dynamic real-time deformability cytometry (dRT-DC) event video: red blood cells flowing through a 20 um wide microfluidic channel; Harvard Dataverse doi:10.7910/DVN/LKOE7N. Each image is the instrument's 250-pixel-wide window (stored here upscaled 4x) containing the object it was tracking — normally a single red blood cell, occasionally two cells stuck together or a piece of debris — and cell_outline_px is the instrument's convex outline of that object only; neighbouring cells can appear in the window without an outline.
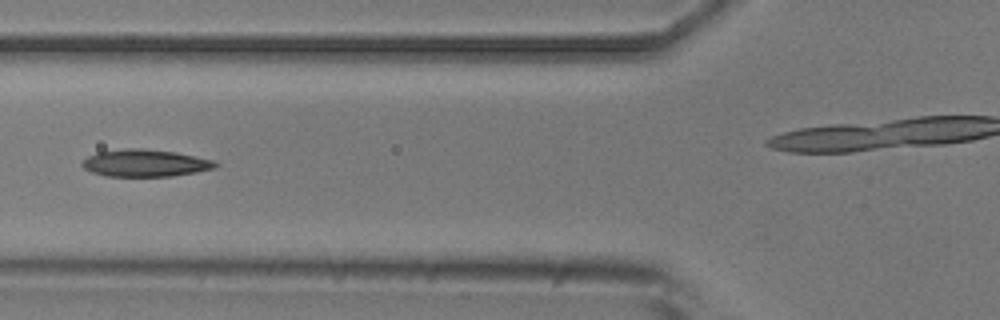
{"species": "common noctule bat (a hibernating species)", "species_latin": "Nyctalus noctula", "temperature_condition": "room temperature", "stored_images_in_passage": 16, "camera_frame_rate_fps": 3000, "um_per_image_px": 0.085, "animal": {"sex": "male", "body_mass_g": 20.5, "forearm_length_mm": 52.5}, "frame": {"image": 1, "passage_image": 5, "time_ms": 4.667, "image_size_px": [1000, 320], "cell_outline_px": [[220, 164], [216, 168], [196, 172], [172, 176], [104, 176], [92, 172], [84, 168], [80, 164], [88, 156], [96, 152], [128, 148], [140, 148], [176, 152], [212, 160]], "centroid_in_image_um": [12.33, 13.86], "position_along_channel_um": 113.5, "area_um2": 21.1}}
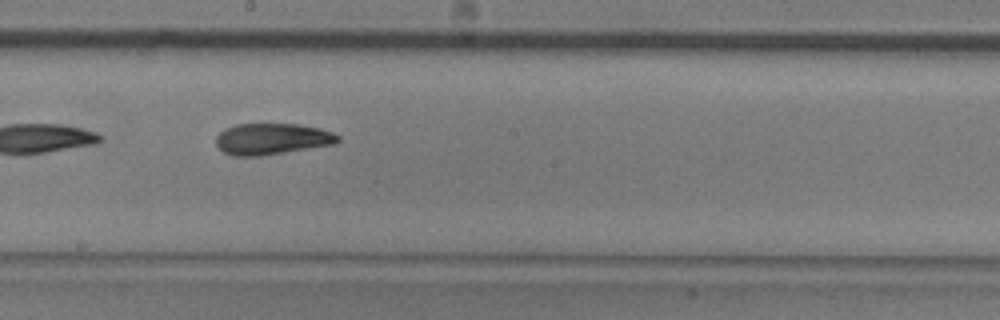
{"frame": {"image": 2, "passage_image": 9, "time_ms": 10.0, "image_size_px": [1000, 320], "cell_outline_px": [[340, 140], [336, 144], [260, 156], [232, 156], [224, 152], [216, 144], [216, 136], [224, 128], [236, 124], [296, 124], [320, 128], [332, 132], [340, 136]], "centroid_in_image_um": [23.12, 11.81], "position_along_channel_um": 225.1, "area_um2": 22.31}}
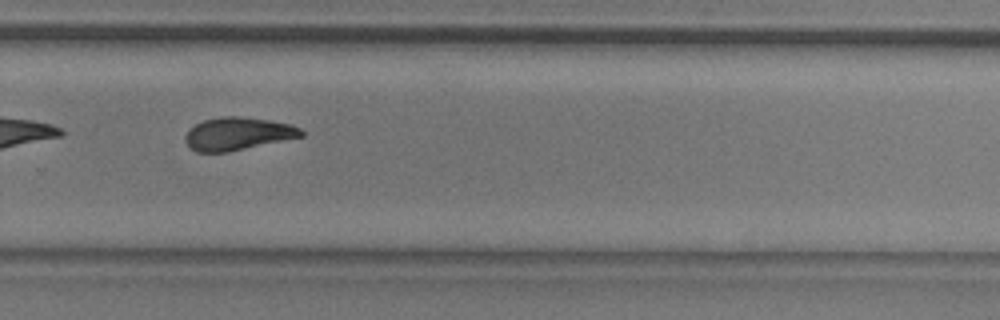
{"frame": {"image": 3, "passage_image": 11, "time_ms": 12.333, "image_size_px": [1000, 320], "cell_outline_px": [[304, 136], [228, 152], [196, 152], [184, 140], [184, 136], [196, 124], [204, 120], [224, 116], [236, 116], [268, 120], [292, 124], [300, 128], [304, 132]], "centroid_in_image_um": [20.24, 11.37], "position_along_channel_um": 309.6, "area_um2": 21.96}, "authors_computed_cell_mechanics": {"area_um2": 21.2126, "velocity_mm_per_s": 3.6316, "shape_relaxation_time_tau1_ms": 9.6037, "shape_relaxation_time_tau2_ms": 3.654, "deformation_change_tau1": 0.1294, "deformation_change_tau2": 0.0708}}